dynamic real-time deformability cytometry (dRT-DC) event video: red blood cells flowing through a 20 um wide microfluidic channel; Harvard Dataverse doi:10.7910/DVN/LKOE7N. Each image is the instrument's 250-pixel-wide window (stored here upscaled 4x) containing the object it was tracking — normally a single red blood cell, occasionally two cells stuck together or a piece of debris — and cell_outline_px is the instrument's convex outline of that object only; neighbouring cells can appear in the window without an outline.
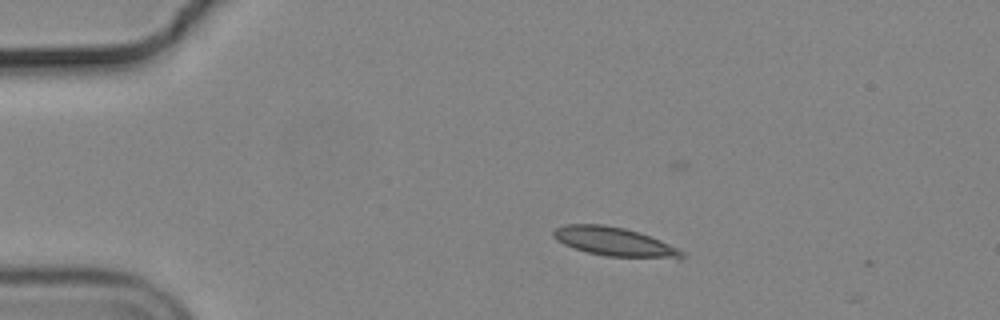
{"species": "common noctule bat (a hibernating species)", "species_latin": "Nyctalus noctula", "temperature_condition": "cold", "stored_images_in_passage": 7, "camera_frame_rate_fps": 3000, "um_per_image_px": 0.085, "animal": {"sex": "male", "body_mass_g": 19.2, "forearm_length_mm": 51.8}, "frame": {"image": 1, "passage_image": 5, "time_ms": 1.333, "image_size_px": [1000, 320], "cell_outline_px": [[688, 256], [680, 260], [676, 260], [608, 256], [588, 252], [564, 244], [556, 240], [552, 236], [552, 232], [556, 228], [564, 224], [604, 224], [624, 228], [660, 240], [688, 252]], "centroid_in_image_um": [52.34, 20.58], "position_along_channel_um": 32.7, "area_um2": 22.02}}